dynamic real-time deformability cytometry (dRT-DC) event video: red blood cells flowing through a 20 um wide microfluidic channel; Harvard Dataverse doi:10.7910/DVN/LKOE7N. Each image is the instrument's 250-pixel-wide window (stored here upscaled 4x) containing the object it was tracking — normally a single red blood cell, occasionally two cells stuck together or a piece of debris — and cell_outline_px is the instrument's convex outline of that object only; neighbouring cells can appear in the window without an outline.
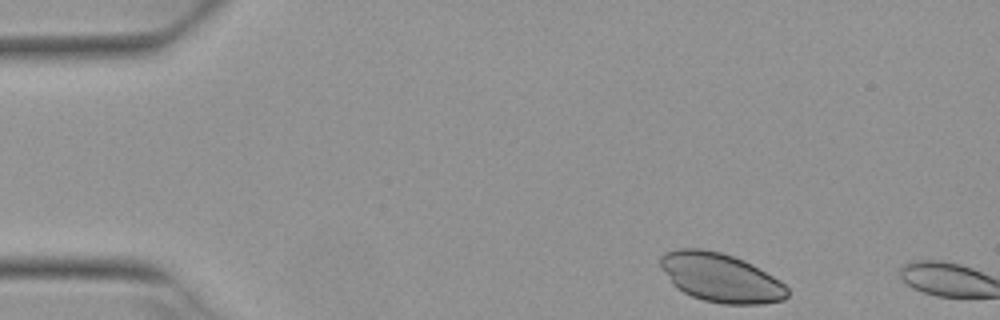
{"species": "Egyptian fruit bat (a non-hibernating species)", "species_latin": "Rousettus aegyptiacus", "temperature_condition": "warm", "stored_images_in_passage": 2, "camera_frame_rate_fps": 3000, "um_per_image_px": 0.085, "animal": {"sex": "female"}, "frame": {"image": 1, "passage_image": 1, "time_ms": 0.0, "image_size_px": [1000, 320], "cell_outline_px": [[788, 296], [784, 300], [760, 304], [720, 304], [704, 300], [692, 296], [676, 288], [672, 284], [660, 268], [660, 256], [664, 252], [680, 248], [700, 248], [720, 252], [744, 260], [752, 264], [780, 280], [788, 288]], "centroid_in_image_um": [61.24, 23.6], "position_along_channel_um": 23.8, "area_um2": 36.36}}